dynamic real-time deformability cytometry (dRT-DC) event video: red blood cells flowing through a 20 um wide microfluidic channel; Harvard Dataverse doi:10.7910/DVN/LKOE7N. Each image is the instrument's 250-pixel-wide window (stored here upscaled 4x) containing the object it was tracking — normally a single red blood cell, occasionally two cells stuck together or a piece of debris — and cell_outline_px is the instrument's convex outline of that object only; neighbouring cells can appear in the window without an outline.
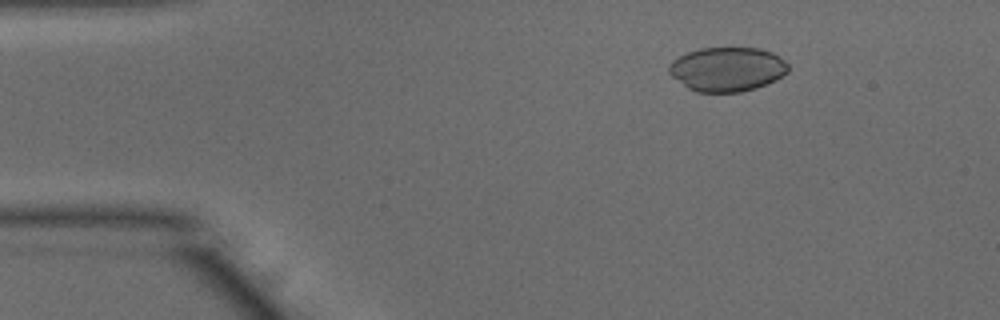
{"species": "common noctule bat (a hibernating species)", "species_latin": "Nyctalus noctula", "temperature_condition": "warm", "stored_images_in_passage": 48, "camera_frame_rate_fps": 3000, "um_per_image_px": 0.085, "animal": {"sex": "male", "body_mass_g": 15.6}, "frame": {"image": 1, "passage_image": 4, "time_ms": 1.0, "image_size_px": [1000, 320], "cell_outline_px": [[788, 72], [776, 80], [756, 88], [740, 92], [696, 92], [688, 88], [672, 76], [668, 72], [668, 64], [672, 60], [688, 52], [700, 48], [760, 48], [772, 52], [784, 60], [788, 64]], "centroid_in_image_um": [61.81, 5.88], "position_along_channel_um": 23.2, "area_um2": 30.81}}
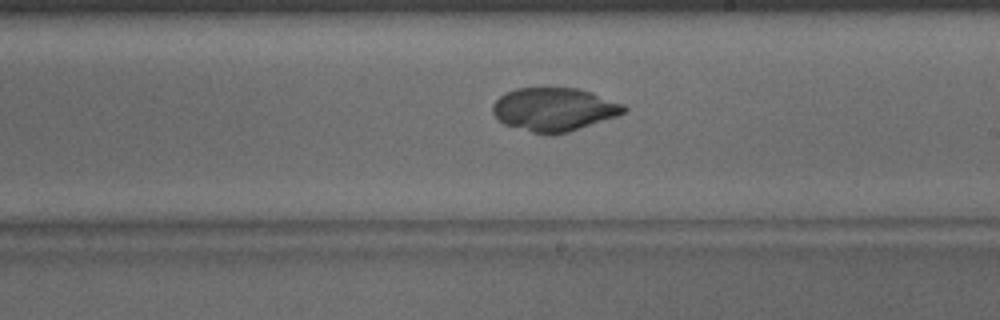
{"frame": {"image": 2, "passage_image": 26, "time_ms": 8.333, "image_size_px": [1000, 320], "cell_outline_px": [[628, 108], [624, 112], [616, 116], [568, 132], [552, 136], [548, 136], [532, 132], [504, 124], [496, 120], [492, 112], [492, 104], [504, 92], [516, 88], [576, 88], [592, 92], [624, 104]], "centroid_in_image_um": [47.06, 9.3], "position_along_channel_um": 241.9, "area_um2": 33.41}}
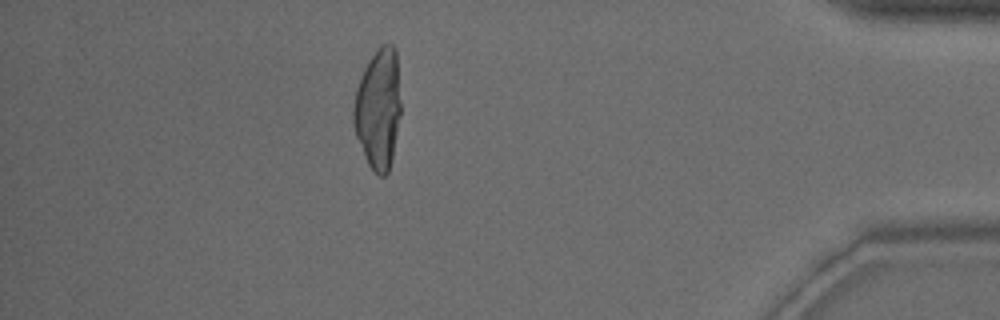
{"frame": {"image": 3, "passage_image": 42, "time_ms": 13.667, "image_size_px": [1000, 320], "cell_outline_px": [[400, 116], [392, 156], [388, 172], [384, 176], [380, 176], [368, 164], [364, 156], [356, 136], [352, 120], [352, 108], [356, 88], [364, 68], [368, 60], [376, 48], [380, 44], [392, 44], [396, 48], [400, 104]], "centroid_in_image_um": [32.13, 9.2], "position_along_channel_um": 403.1, "area_um2": 33.23}}